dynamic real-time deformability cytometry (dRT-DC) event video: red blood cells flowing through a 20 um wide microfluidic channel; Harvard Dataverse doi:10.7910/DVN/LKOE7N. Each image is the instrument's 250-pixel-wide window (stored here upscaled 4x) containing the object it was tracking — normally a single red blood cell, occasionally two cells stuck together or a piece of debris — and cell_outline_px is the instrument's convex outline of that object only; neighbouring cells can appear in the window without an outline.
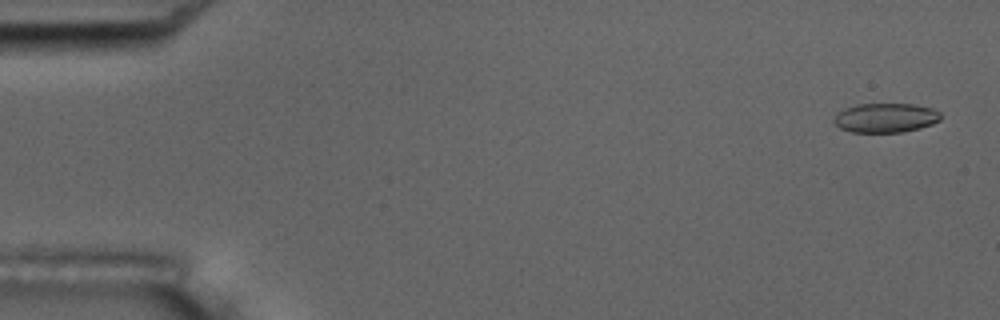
{"species": "common noctule bat (a hibernating species)", "species_latin": "Nyctalus noctula", "temperature_condition": "room temperature", "stored_images_in_passage": 7, "camera_frame_rate_fps": 3000, "um_per_image_px": 0.085, "animal": {"sex": "male", "body_mass_g": 17.5, "forearm_length_mm": 52.3}, "frame": {"image": 1, "passage_image": 1, "time_ms": 0.0, "image_size_px": [1000, 320], "cell_outline_px": [[940, 120], [932, 124], [920, 128], [904, 132], [852, 132], [840, 128], [832, 120], [836, 112], [844, 108], [856, 104], [916, 104], [932, 108], [940, 112]], "centroid_in_image_um": [75.25, 10.01], "position_along_channel_um": 9.7, "area_um2": 18.44}}
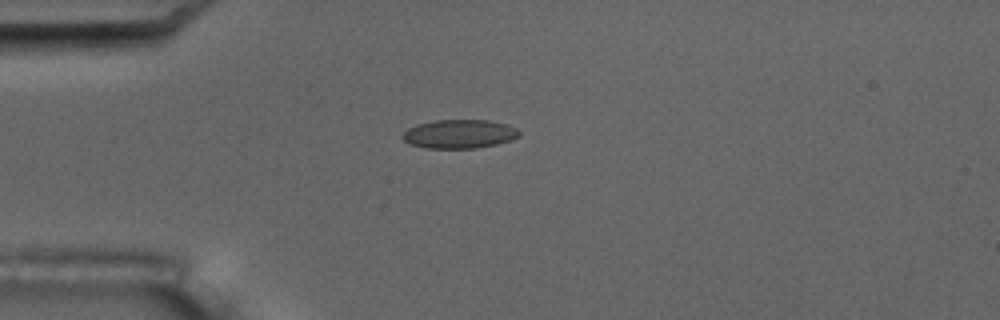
{"frame": {"image": 2, "passage_image": 4, "time_ms": 4.333, "image_size_px": [1000, 320], "cell_outline_px": [[520, 136], [496, 144], [476, 148], [424, 148], [412, 144], [404, 140], [400, 136], [408, 128], [420, 124], [436, 120], [488, 120], [508, 124], [516, 128], [520, 132]], "centroid_in_image_um": [39.05, 11.38], "position_along_channel_um": 45.9, "area_um2": 19.42}}